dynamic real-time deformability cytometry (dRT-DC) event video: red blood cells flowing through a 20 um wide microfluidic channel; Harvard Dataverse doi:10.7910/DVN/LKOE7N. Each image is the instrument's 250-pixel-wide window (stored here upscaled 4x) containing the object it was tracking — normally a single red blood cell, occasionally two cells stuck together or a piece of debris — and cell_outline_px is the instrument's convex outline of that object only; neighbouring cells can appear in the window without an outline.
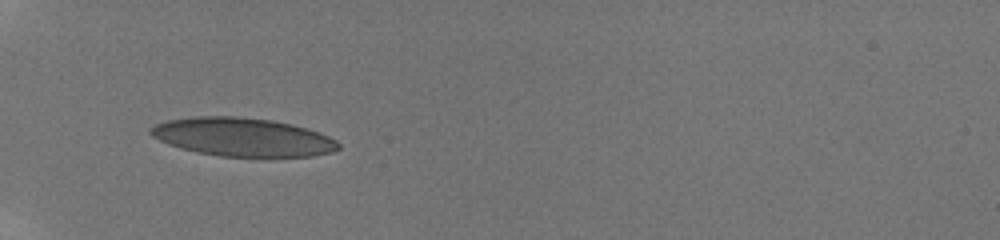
{"species": "human", "species_latin": "Homo sapiens", "temperature_condition": "room temperature", "stored_images_in_passage": 46, "camera_frame_rate_fps": 3000, "um_per_image_px": 0.085, "donor": {"sex": "male"}, "frame": {"image": 1, "passage_image": 1, "time_ms": 0.0, "image_size_px": [1000, 240], "cell_outline_px": [[340, 148], [332, 152], [312, 156], [220, 156], [196, 152], [180, 148], [168, 144], [152, 136], [148, 132], [148, 128], [156, 124], [168, 120], [196, 116], [236, 116], [272, 120], [292, 124], [328, 136], [336, 140], [340, 144]], "centroid_in_image_um": [20.59, 11.64], "position_along_channel_um": 64.4, "area_um2": 41.91}}
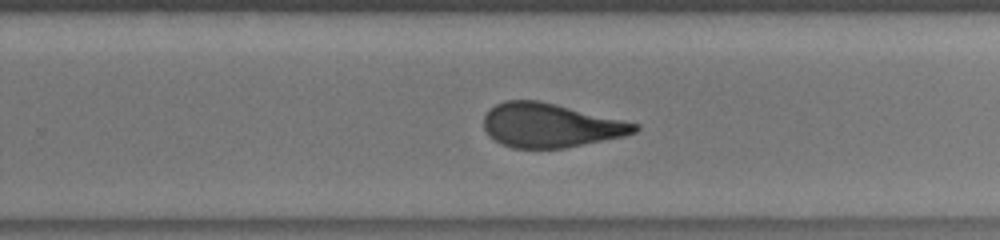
{"frame": {"image": 2, "passage_image": 24, "time_ms": 6.0, "image_size_px": [1000, 240], "cell_outline_px": [[640, 128], [636, 132], [624, 136], [564, 148], [512, 148], [488, 136], [484, 128], [484, 116], [496, 104], [504, 100], [536, 100], [556, 104], [624, 120], [640, 124]], "centroid_in_image_um": [46.8, 10.65], "position_along_channel_um": 283.0, "area_um2": 38.55}}
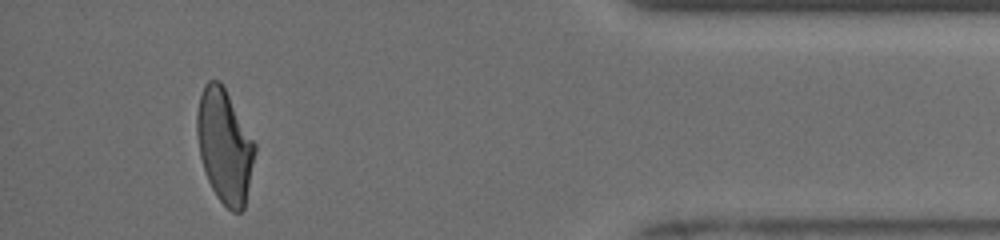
{"frame": {"image": 3, "passage_image": 42, "time_ms": 10.333, "image_size_px": [1000, 240], "cell_outline_px": [[256, 152], [244, 208], [240, 212], [232, 212], [216, 196], [208, 180], [200, 156], [196, 132], [196, 116], [200, 96], [204, 84], [208, 80], [220, 80], [256, 144]], "centroid_in_image_um": [19.08, 12.41], "position_along_channel_um": 416.1, "area_um2": 38.15}, "authors_computed_cell_mechanics": {"area_um2": 39.4196, "velocity_mm_per_s": 3.9182, "shape_relaxation_time_tau1_ms": 9.7646, "shape_relaxation_time_tau2_ms": 1.1585, "deformation_change_tau1": 0.2494, "deformation_change_tau2": 0.0738}}